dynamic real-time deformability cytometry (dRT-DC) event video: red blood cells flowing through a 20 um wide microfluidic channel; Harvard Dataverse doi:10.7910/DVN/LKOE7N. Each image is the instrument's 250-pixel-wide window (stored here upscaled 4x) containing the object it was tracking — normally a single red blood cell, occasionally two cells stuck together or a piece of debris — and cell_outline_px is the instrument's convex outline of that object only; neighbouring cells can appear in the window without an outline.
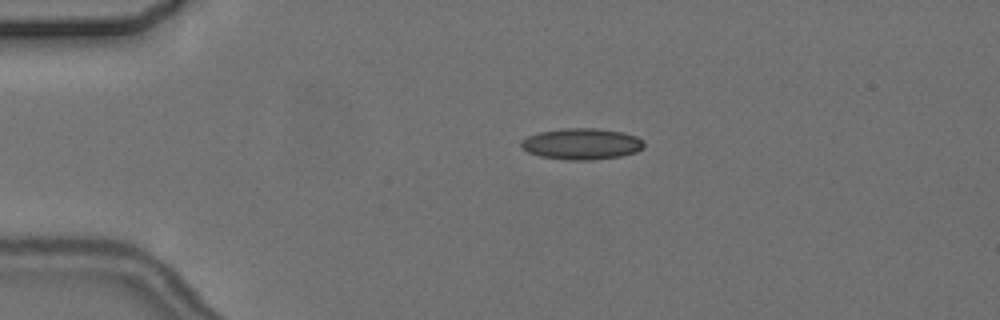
{"species": "common noctule bat (a hibernating species)", "species_latin": "Nyctalus noctula", "temperature_condition": "cold", "stored_images_in_passage": 4, "camera_frame_rate_fps": 3000, "um_per_image_px": 0.085, "animal": {"sex": "female", "body_mass_g": 24.6, "forearm_length_mm": 56.2}, "frame": {"image": 1, "passage_image": 1, "time_ms": 0.0, "image_size_px": [1000, 320], "cell_outline_px": [[644, 148], [636, 152], [620, 156], [592, 160], [564, 160], [540, 156], [528, 152], [520, 148], [520, 140], [528, 136], [540, 132], [564, 128], [596, 128], [624, 132], [636, 136], [644, 140]], "centroid_in_image_um": [49.44, 12.23], "position_along_channel_um": 35.6, "area_um2": 22.6}}